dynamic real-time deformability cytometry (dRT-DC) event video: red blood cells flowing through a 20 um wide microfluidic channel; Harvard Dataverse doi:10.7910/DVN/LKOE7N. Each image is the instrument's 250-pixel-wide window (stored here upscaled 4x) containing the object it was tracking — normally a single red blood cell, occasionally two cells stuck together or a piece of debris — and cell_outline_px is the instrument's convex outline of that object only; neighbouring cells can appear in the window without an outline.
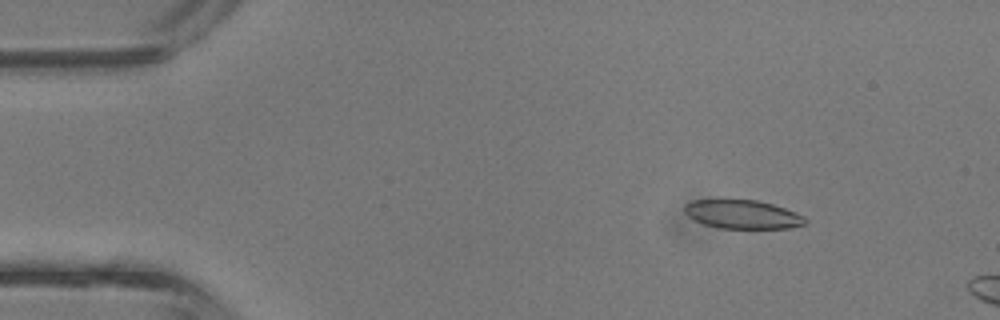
{"species": "common noctule bat (a hibernating species)", "species_latin": "Nyctalus noctula", "temperature_condition": "room temperature", "stored_images_in_passage": 3, "camera_frame_rate_fps": 3000, "um_per_image_px": 0.085, "animal": {"sex": "male", "body_mass_g": 13.3}, "frame": {"image": 1, "passage_image": 2, "time_ms": 0.333, "image_size_px": [1000, 320], "cell_outline_px": [[808, 220], [804, 224], [788, 228], [720, 228], [704, 224], [688, 216], [684, 212], [684, 204], [692, 200], [756, 200], [772, 204], [796, 212], [804, 216]], "centroid_in_image_um": [63.11, 18.22], "position_along_channel_um": 21.9, "area_um2": 20.06}}